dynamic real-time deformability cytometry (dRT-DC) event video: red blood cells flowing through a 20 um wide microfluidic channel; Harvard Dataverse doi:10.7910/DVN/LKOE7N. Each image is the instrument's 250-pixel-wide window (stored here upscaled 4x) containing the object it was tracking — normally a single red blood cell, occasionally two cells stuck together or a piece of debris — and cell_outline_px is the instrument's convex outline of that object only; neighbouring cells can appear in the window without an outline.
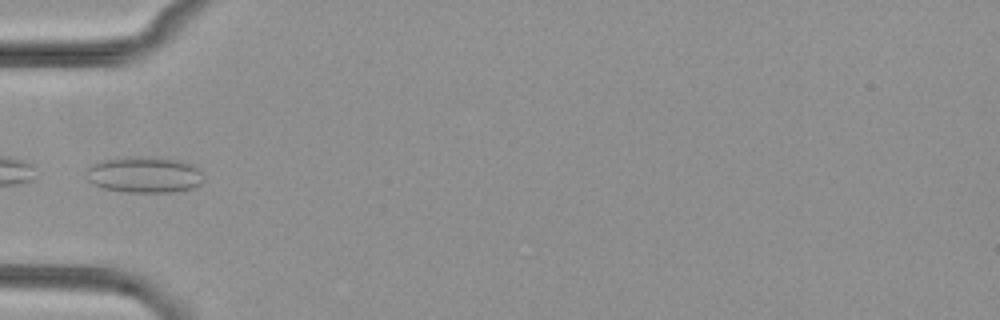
{"species": "common noctule bat (a hibernating species)", "species_latin": "Nyctalus noctula", "temperature_condition": "cold", "stored_images_in_passage": 6, "camera_frame_rate_fps": 3000, "um_per_image_px": 0.085, "animal": {"sex": "female", "body_mass_g": 29.2, "forearm_length_mm": 56.3}, "frame": {"image": 1, "passage_image": 6, "time_ms": 5.667, "image_size_px": [1000, 320], "cell_outline_px": [[204, 180], [200, 184], [192, 188], [168, 192], [128, 192], [104, 188], [92, 184], [88, 180], [88, 168], [92, 164], [104, 160], [120, 156], [156, 156], [180, 160], [192, 164], [200, 172]], "centroid_in_image_um": [12.27, 14.82], "position_along_channel_um": 72.7, "area_um2": 24.85}}